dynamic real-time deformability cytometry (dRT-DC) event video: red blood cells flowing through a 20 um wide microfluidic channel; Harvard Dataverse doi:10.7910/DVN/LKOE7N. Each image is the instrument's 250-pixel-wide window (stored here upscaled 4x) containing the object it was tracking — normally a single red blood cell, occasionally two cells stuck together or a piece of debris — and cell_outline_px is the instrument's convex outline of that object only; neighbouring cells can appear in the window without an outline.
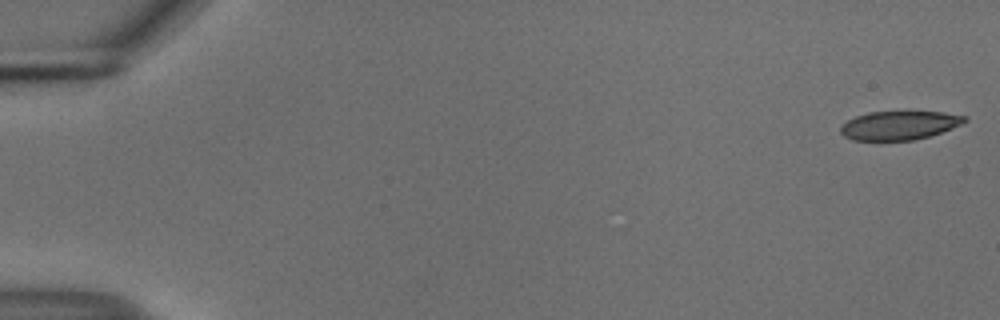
{"species": "common noctule bat (a hibernating species)", "species_latin": "Nyctalus noctula", "temperature_condition": "cold", "stored_images_in_passage": 17, "camera_frame_rate_fps": 3000, "um_per_image_px": 0.085, "animal": {"sex": "male", "body_mass_g": 18.8}, "frame": {"image": 1, "passage_image": 1, "time_ms": 0.0, "image_size_px": [1000, 320], "cell_outline_px": [[968, 120], [952, 128], [928, 136], [912, 140], [852, 140], [844, 136], [840, 132], [840, 128], [848, 120], [856, 116], [868, 112], [944, 112], [968, 116]], "centroid_in_image_um": [76.44, 10.65], "position_along_channel_um": 8.6, "area_um2": 20.58}}
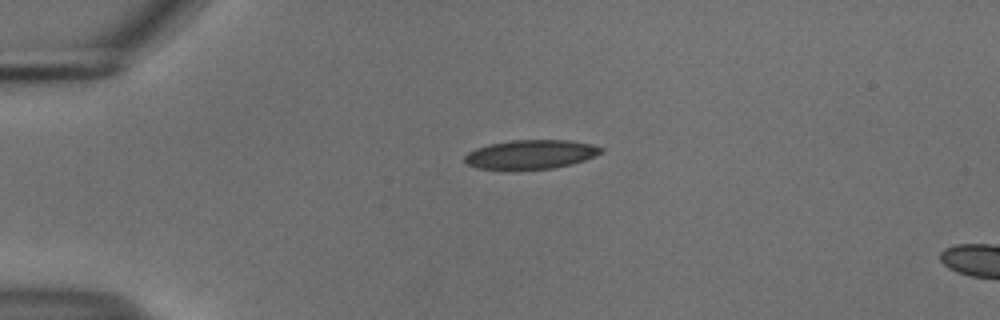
{"frame": {"image": 2, "passage_image": 13, "time_ms": 4.0, "image_size_px": [1000, 320], "cell_outline_px": [[604, 152], [596, 156], [572, 164], [552, 168], [476, 168], [468, 164], [464, 160], [464, 156], [468, 152], [476, 148], [488, 144], [512, 140], [568, 140], [592, 144], [604, 148]], "centroid_in_image_um": [45.16, 13.1], "position_along_channel_um": 39.8, "area_um2": 22.83}}